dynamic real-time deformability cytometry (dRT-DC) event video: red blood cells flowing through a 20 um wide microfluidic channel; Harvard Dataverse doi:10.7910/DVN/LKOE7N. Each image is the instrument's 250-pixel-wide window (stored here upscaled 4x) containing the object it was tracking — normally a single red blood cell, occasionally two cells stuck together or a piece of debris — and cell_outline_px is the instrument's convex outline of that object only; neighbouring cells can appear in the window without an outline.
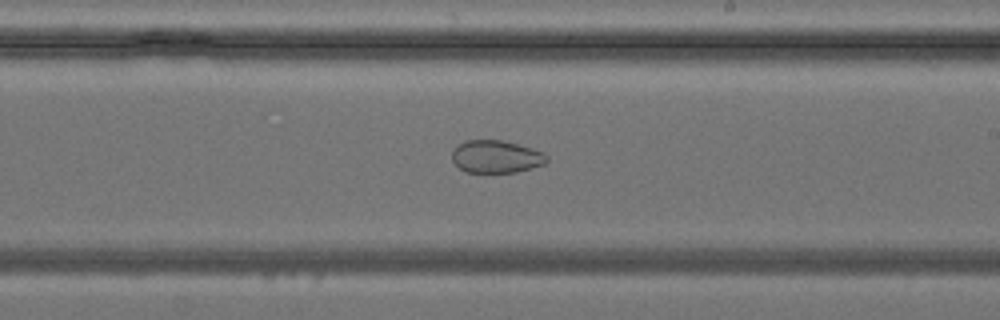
{"species": "common noctule bat (a hibernating species)", "species_latin": "Nyctalus noctula", "temperature_condition": "cold", "stored_images_in_passage": 33, "camera_frame_rate_fps": 3000, "um_per_image_px": 0.085, "animal": {"sex": "female", "body_mass_g": 24.6, "forearm_length_mm": 56.2}, "frame": {"image": 1, "passage_image": 24, "time_ms": 7.667, "image_size_px": [1000, 320], "cell_outline_px": [[548, 160], [544, 164], [516, 172], [464, 172], [452, 160], [452, 152], [464, 140], [500, 140], [532, 148], [544, 152], [548, 156]], "centroid_in_image_um": [42.18, 13.31], "position_along_channel_um": 246.8, "area_um2": 17.86}}